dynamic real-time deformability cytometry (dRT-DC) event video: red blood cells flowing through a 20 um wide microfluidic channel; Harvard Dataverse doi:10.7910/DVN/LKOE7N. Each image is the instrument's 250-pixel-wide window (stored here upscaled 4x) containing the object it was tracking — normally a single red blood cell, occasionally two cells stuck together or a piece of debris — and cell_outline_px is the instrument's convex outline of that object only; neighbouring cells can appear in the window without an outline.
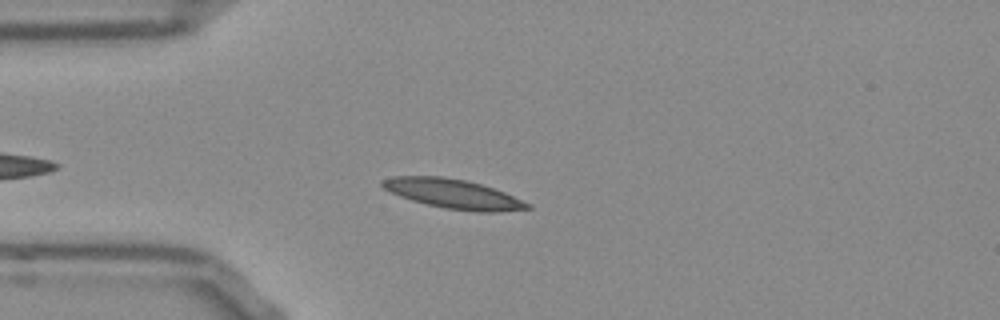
{"species": "Egyptian fruit bat (a non-hibernating species)", "species_latin": "Rousettus aegyptiacus", "temperature_condition": "room temperature", "stored_images_in_passage": 41, "camera_frame_rate_fps": 3000, "um_per_image_px": 0.085, "frame": {"image": 1, "passage_image": 7, "time_ms": 2.0, "image_size_px": [1000, 320], "cell_outline_px": [[532, 208], [496, 212], [476, 212], [444, 208], [412, 200], [400, 196], [384, 188], [380, 184], [380, 180], [392, 176], [440, 176], [464, 180], [480, 184], [504, 192], [532, 204]], "centroid_in_image_um": [38.52, 16.48], "position_along_channel_um": 46.5, "area_um2": 24.68}}
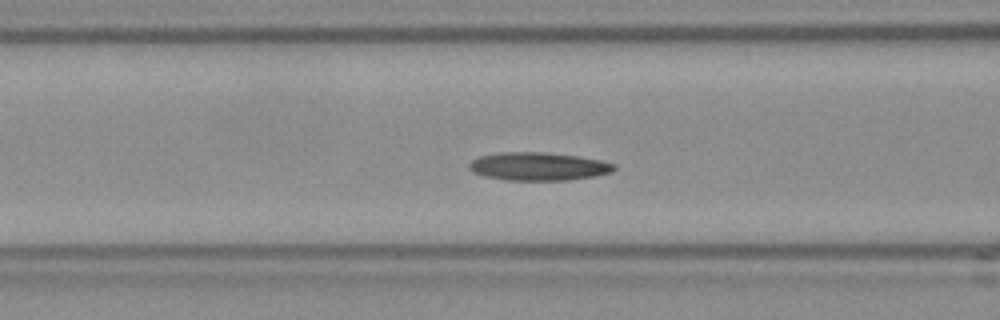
{"frame": {"image": 2, "passage_image": 14, "time_ms": 4.333, "image_size_px": [1000, 320], "cell_outline_px": [[616, 168], [612, 172], [596, 176], [568, 180], [504, 180], [484, 176], [472, 172], [468, 164], [472, 160], [480, 156], [500, 152], [548, 152], [576, 156], [600, 160], [616, 164]], "centroid_in_image_um": [45.77, 14.14], "position_along_channel_um": 120.8, "area_um2": 23.87}}
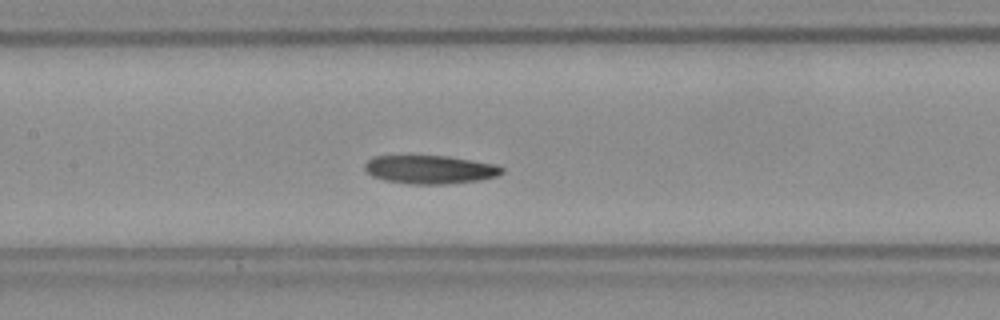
{"frame": {"image": 3, "passage_image": 18, "time_ms": 5.667, "image_size_px": [1000, 320], "cell_outline_px": [[504, 172], [496, 176], [480, 180], [444, 184], [408, 184], [384, 180], [372, 176], [364, 168], [364, 164], [372, 156], [448, 156], [492, 164], [504, 168]], "centroid_in_image_um": [36.52, 14.41], "position_along_channel_um": 170.9, "area_um2": 22.6}}